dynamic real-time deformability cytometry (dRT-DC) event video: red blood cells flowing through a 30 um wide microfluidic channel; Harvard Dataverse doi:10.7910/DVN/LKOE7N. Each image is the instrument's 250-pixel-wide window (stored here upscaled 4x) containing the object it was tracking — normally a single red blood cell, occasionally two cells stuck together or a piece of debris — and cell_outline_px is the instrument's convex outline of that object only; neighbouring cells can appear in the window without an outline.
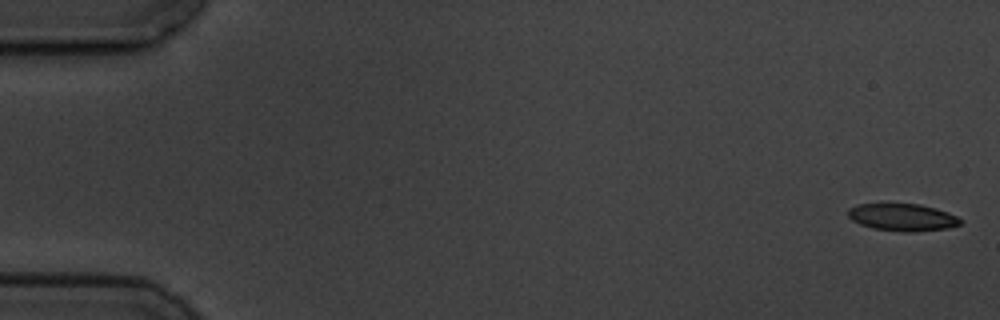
{"species": "common noctule bat (a hibernating species)", "species_latin": "Nyctalus noctula", "temperature_condition": "cold", "stored_images_in_passage": 5, "camera_frame_rate_fps": 3000, "um_per_image_px": 0.085, "animal": {"sex": "male", "body_mass_g": 19.5, "forearm_length_mm": 54.6}, "frame": {"image": 1, "passage_image": 1, "time_ms": 0.0, "image_size_px": [1000, 320], "cell_outline_px": [[964, 220], [960, 224], [948, 228], [912, 232], [904, 232], [872, 228], [860, 224], [852, 220], [848, 216], [848, 208], [856, 204], [920, 204], [936, 208], [948, 212]], "centroid_in_image_um": [76.71, 18.47], "position_along_channel_um": 8.3, "area_um2": 17.92}}
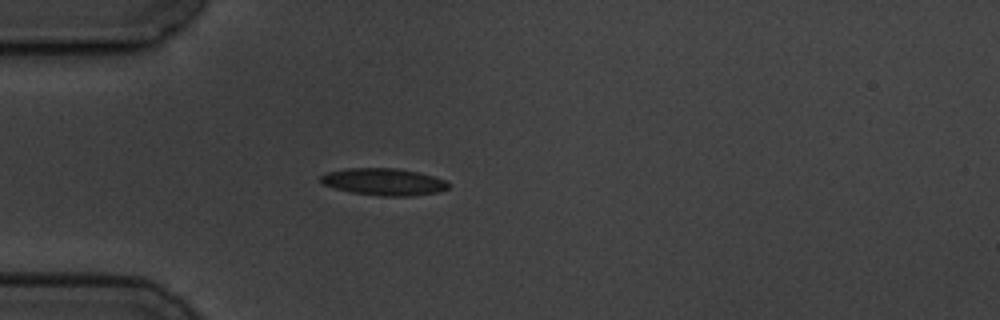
{"frame": {"image": 2, "passage_image": 4, "time_ms": 5.0, "image_size_px": [1000, 320], "cell_outline_px": [[448, 188], [440, 192], [408, 196], [380, 196], [352, 192], [320, 184], [320, 176], [328, 172], [348, 168], [396, 168], [416, 172], [432, 176], [444, 180], [448, 184]], "centroid_in_image_um": [32.59, 15.46], "position_along_channel_um": 52.4, "area_um2": 19.94}}